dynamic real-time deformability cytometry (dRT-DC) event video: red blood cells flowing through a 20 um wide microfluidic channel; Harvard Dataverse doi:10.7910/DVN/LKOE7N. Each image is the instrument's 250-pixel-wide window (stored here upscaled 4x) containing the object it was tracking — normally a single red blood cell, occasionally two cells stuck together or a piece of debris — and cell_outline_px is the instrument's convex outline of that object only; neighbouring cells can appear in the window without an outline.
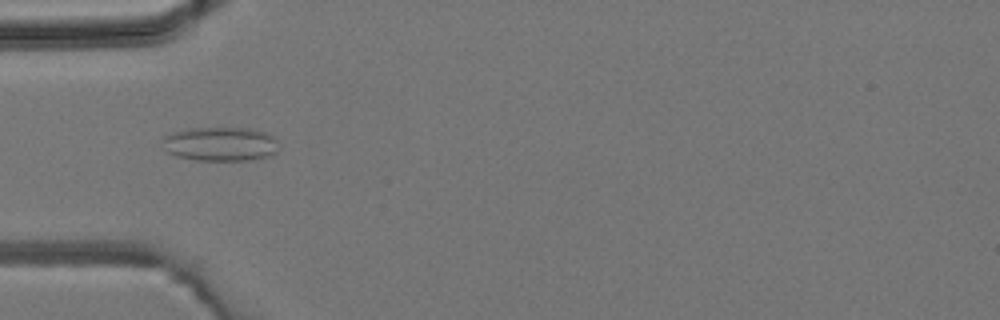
{"species": "common noctule bat (a hibernating species)", "species_latin": "Nyctalus noctula", "temperature_condition": "room temperature", "stored_images_in_passage": 5, "camera_frame_rate_fps": 3000, "um_per_image_px": 0.085, "animal": {"sex": "male", "body_mass_g": 19.2, "forearm_length_mm": 51.8}, "frame": {"image": 1, "passage_image": 5, "time_ms": 4.667, "image_size_px": [1000, 320], "cell_outline_px": [[276, 152], [272, 156], [252, 160], [196, 160], [176, 156], [168, 152], [164, 148], [160, 140], [164, 136], [176, 132], [192, 128], [252, 128], [268, 132], [276, 140]], "centroid_in_image_um": [18.74, 12.24], "position_along_channel_um": 66.3, "area_um2": 23.24}}